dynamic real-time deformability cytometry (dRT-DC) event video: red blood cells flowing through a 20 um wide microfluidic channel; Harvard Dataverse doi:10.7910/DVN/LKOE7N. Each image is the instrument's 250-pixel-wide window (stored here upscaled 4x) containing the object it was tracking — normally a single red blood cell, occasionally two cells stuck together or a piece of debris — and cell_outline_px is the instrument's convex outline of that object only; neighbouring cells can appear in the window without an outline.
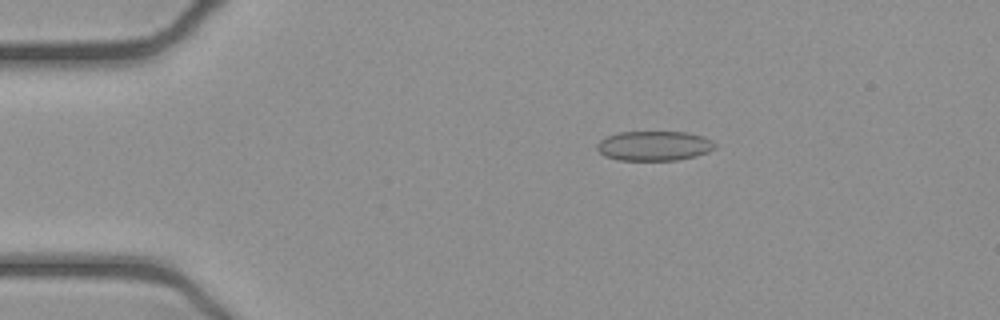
{"species": "common noctule bat (a hibernating species)", "species_latin": "Nyctalus noctula", "temperature_condition": "cold", "stored_images_in_passage": 52, "camera_frame_rate_fps": 3000, "um_per_image_px": 0.085, "animal": {"sex": "female", "body_mass_g": 21.9}, "frame": {"image": 1, "passage_image": 10, "time_ms": 3.0, "image_size_px": [1000, 320], "cell_outline_px": [[716, 148], [708, 152], [696, 156], [676, 160], [620, 160], [604, 156], [596, 148], [596, 144], [600, 140], [608, 136], [620, 132], [688, 132], [704, 136], [712, 140], [716, 144]], "centroid_in_image_um": [55.63, 12.39], "position_along_channel_um": 29.4, "area_um2": 20.52}}
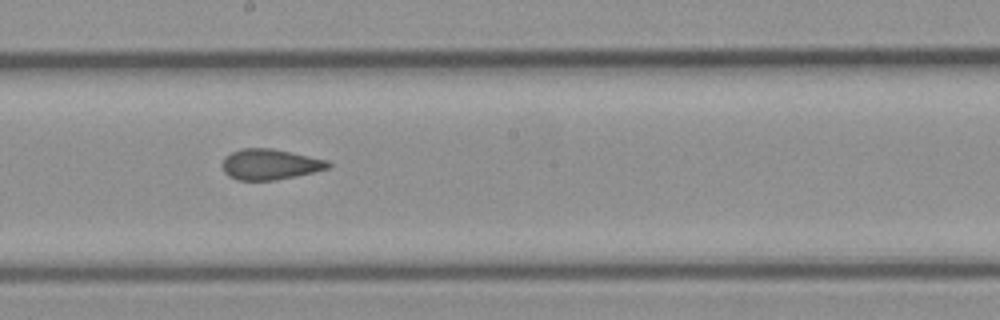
{"frame": {"image": 2, "passage_image": 29, "time_ms": 9.333, "image_size_px": [1000, 320], "cell_outline_px": [[332, 164], [328, 168], [296, 176], [276, 180], [236, 180], [228, 176], [224, 172], [224, 156], [232, 152], [244, 148], [272, 148], [292, 152], [328, 160]], "centroid_in_image_um": [22.96, 13.97], "position_along_channel_um": 225.2, "area_um2": 18.84}}
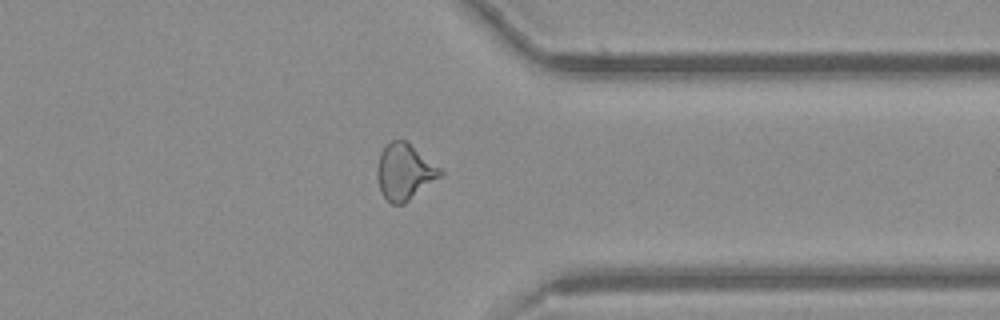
{"frame": {"image": 3, "passage_image": 41, "time_ms": 13.333, "image_size_px": [1000, 320], "cell_outline_px": [[444, 176], [404, 204], [392, 204], [380, 192], [376, 176], [376, 168], [380, 152], [392, 140], [404, 140], [440, 168], [444, 172]], "centroid_in_image_um": [34.39, 14.64], "position_along_channel_um": 377.0, "area_um2": 20.69}, "authors_computed_cell_mechanics": {"area_um2": 20.0855, "velocity_mm_per_s": 3.9308, "shape_relaxation_time_tau1_ms": null, "shape_relaxation_time_tau2_ms": 1.6085, "deformation_change_tau1": null, "deformation_change_tau2": 0.0766}}